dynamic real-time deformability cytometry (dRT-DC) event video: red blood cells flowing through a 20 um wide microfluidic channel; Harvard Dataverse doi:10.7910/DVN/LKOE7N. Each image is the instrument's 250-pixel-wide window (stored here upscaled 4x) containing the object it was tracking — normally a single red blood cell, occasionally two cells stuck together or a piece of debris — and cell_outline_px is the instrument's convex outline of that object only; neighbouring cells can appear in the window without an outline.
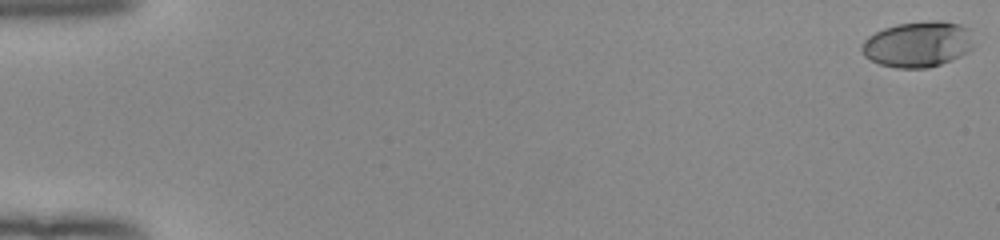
{"species": "human", "species_latin": "Homo sapiens", "temperature_condition": "room temperature", "stored_images_in_passage": 53, "camera_frame_rate_fps": 3000, "um_per_image_px": 0.085, "donor": {"sex": "female"}, "frame": {"image": 1, "passage_image": 1, "time_ms": 0.0, "image_size_px": [1000, 240], "cell_outline_px": [[972, 48], [968, 52], [960, 56], [940, 64], [928, 68], [896, 68], [880, 64], [864, 56], [860, 48], [860, 44], [868, 36], [884, 28], [896, 24], [932, 20], [940, 20], [960, 24], [968, 28], [972, 44]], "centroid_in_image_um": [77.99, 3.76], "position_along_channel_um": 7.0, "area_um2": 29.88}}
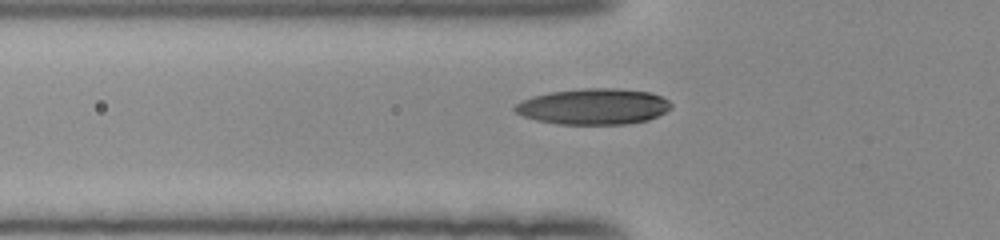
{"frame": {"image": 2, "passage_image": 20, "time_ms": 6.333, "image_size_px": [1000, 240], "cell_outline_px": [[672, 108], [648, 120], [628, 124], [556, 124], [536, 120], [524, 116], [516, 112], [512, 108], [516, 104], [532, 96], [552, 92], [584, 88], [616, 88], [652, 92], [668, 100], [672, 104]], "centroid_in_image_um": [50.47, 9.05], "position_along_channel_um": 75.3, "area_um2": 32.71}}
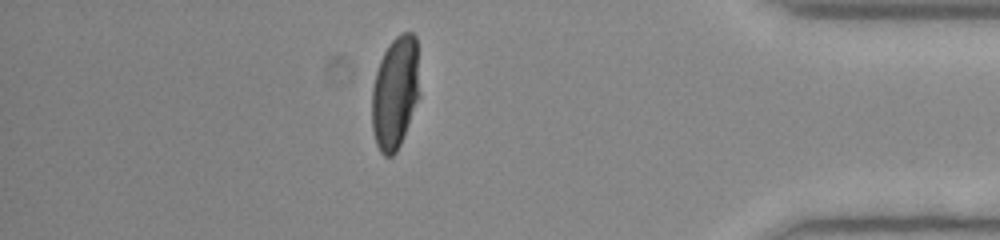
{"frame": {"image": 3, "passage_image": 47, "time_ms": 15.333, "image_size_px": [1000, 240], "cell_outline_px": [[420, 96], [400, 144], [396, 152], [392, 156], [384, 156], [380, 152], [376, 144], [372, 128], [372, 88], [376, 72], [380, 60], [388, 44], [400, 32], [412, 32], [416, 36]], "centroid_in_image_um": [33.59, 7.86], "position_along_channel_um": 401.6, "area_um2": 31.56}, "authors_computed_cell_mechanics": {"area_um2": 31.501, "velocity_mm_per_s": 3.9886, "shape_relaxation_time_tau1_ms": 3.8579, "shape_relaxation_time_tau2_ms": 0.7377, "deformation_change_tau1": 0.2092, "deformation_change_tau2": 0.0394}}